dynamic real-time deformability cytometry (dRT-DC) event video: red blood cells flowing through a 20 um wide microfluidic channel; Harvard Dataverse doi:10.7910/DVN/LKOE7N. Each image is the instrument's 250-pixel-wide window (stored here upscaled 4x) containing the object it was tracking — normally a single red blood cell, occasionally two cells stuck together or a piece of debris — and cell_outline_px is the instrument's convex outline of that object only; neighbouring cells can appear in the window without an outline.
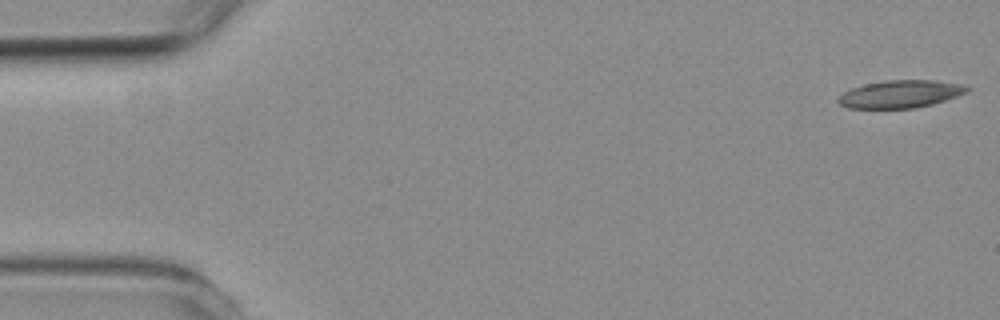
{"species": "common noctule bat (a hibernating species)", "species_latin": "Nyctalus noctula", "temperature_condition": "room temperature", "stored_images_in_passage": 6, "camera_frame_rate_fps": 3000, "um_per_image_px": 0.085, "animal": {"sex": "female", "body_mass_g": 19.3, "forearm_length_mm": 54.1}, "frame": {"image": 1, "passage_image": 1, "time_ms": 0.0, "image_size_px": [1000, 320], "cell_outline_px": [[968, 88], [964, 92], [956, 96], [932, 104], [916, 108], [848, 108], [840, 104], [836, 100], [844, 92], [852, 88], [864, 84], [888, 80], [932, 80], [968, 84]], "centroid_in_image_um": [76.53, 7.99], "position_along_channel_um": 8.5, "area_um2": 20.58}}
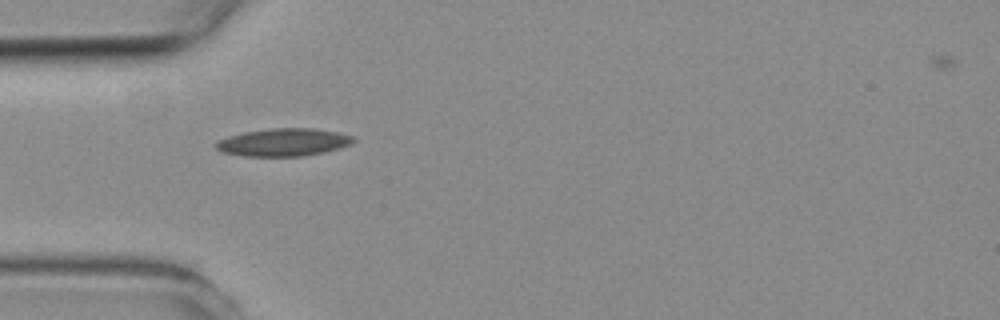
{"frame": {"image": 2, "passage_image": 5, "time_ms": 4.667, "image_size_px": [1000, 320], "cell_outline_px": [[356, 140], [352, 144], [340, 148], [324, 152], [304, 156], [244, 156], [224, 152], [216, 148], [216, 144], [220, 140], [228, 136], [244, 132], [272, 128], [316, 128], [336, 132], [352, 136]], "centroid_in_image_um": [24.14, 12.09], "position_along_channel_um": 60.9, "area_um2": 22.08}}
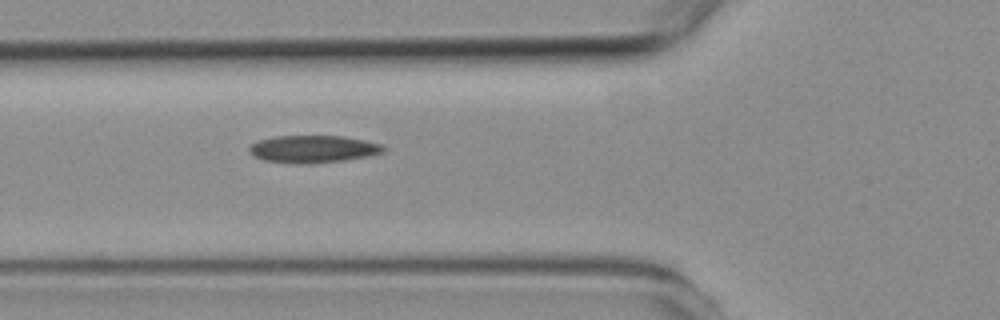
{"frame": {"image": 3, "passage_image": 6, "time_ms": 5.667, "image_size_px": [1000, 320], "cell_outline_px": [[384, 152], [368, 156], [344, 160], [312, 164], [292, 164], [264, 160], [252, 156], [248, 148], [252, 144], [260, 140], [276, 136], [344, 136], [364, 140], [380, 144], [384, 148]], "centroid_in_image_um": [26.59, 12.68], "position_along_channel_um": 99.2, "area_um2": 21.44}}